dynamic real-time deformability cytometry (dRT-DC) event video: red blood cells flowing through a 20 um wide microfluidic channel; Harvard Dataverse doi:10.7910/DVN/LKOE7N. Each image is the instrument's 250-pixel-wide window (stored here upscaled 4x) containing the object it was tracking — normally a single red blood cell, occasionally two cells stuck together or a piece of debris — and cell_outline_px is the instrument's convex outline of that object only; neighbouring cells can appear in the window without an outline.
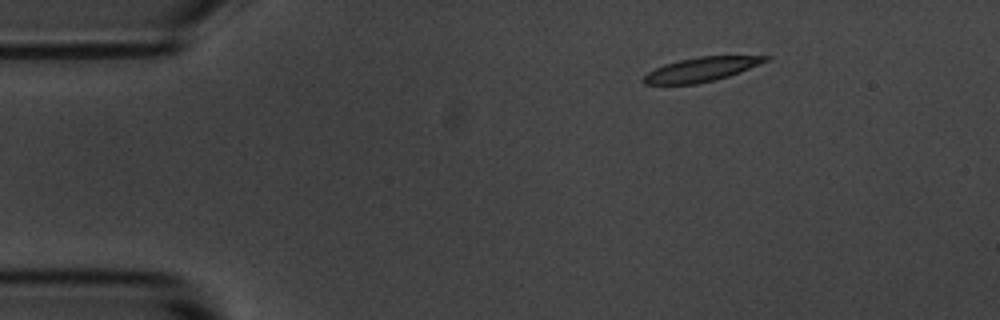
{"species": "common noctule bat (a hibernating species)", "species_latin": "Nyctalus noctula", "temperature_condition": "room temperature", "stored_images_in_passage": 48, "camera_frame_rate_fps": 3000, "um_per_image_px": 0.085, "animal": {"sex": "male", "body_mass_g": 20.1, "forearm_length_mm": 53.5}, "frame": {"image": 1, "passage_image": 1, "time_ms": 0.0, "image_size_px": [1000, 320], "cell_outline_px": [[772, 56], [768, 60], [740, 72], [716, 80], [696, 84], [644, 84], [640, 80], [648, 72], [664, 64], [680, 60], [700, 56]], "centroid_in_image_um": [59.58, 5.9], "position_along_channel_um": 25.4, "area_um2": 17.05}}
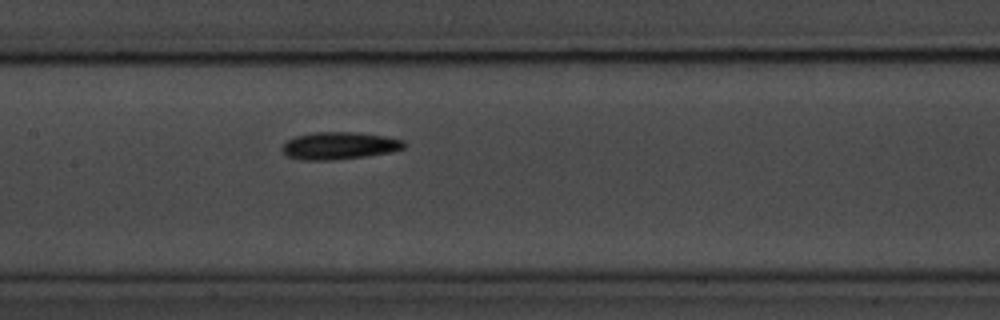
{"frame": {"image": 2, "passage_image": 19, "time_ms": 6.0, "image_size_px": [1000, 320], "cell_outline_px": [[408, 144], [404, 148], [392, 152], [364, 156], [332, 160], [304, 160], [288, 156], [280, 148], [288, 140], [296, 136], [312, 132], [356, 132], [384, 136], [404, 140]], "centroid_in_image_um": [28.87, 12.38], "position_along_channel_um": 178.5, "area_um2": 19.42}}
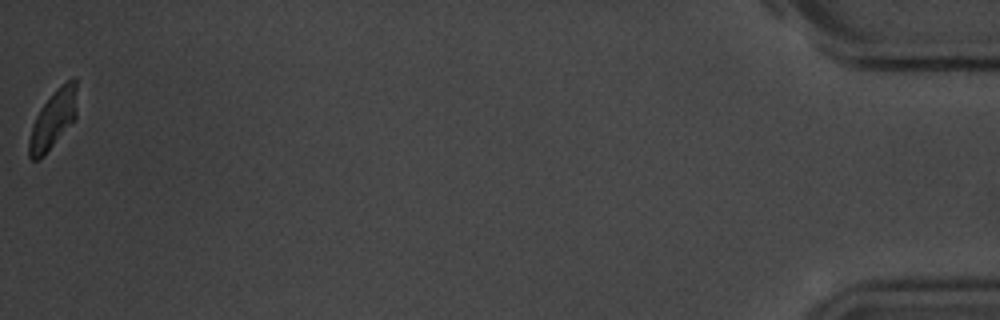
{"frame": {"image": 3, "passage_image": 48, "time_ms": 15.667, "image_size_px": [1000, 320], "cell_outline_px": [[76, 116], [44, 156], [40, 160], [32, 160], [28, 156], [28, 140], [32, 124], [40, 108], [56, 88], [60, 84], [72, 76], [76, 80]], "centroid_in_image_um": [4.48, 10.14], "position_along_channel_um": 430.7, "area_um2": 16.3}, "authors_computed_cell_mechanics": {"area_um2": 18.2648, "velocity_mm_per_s": 3.6215, "shape_relaxation_time_tau1_ms": 2.4505, "shape_relaxation_time_tau2_ms": null, "deformation_change_tau1": 0.1355, "deformation_change_tau2": null}}